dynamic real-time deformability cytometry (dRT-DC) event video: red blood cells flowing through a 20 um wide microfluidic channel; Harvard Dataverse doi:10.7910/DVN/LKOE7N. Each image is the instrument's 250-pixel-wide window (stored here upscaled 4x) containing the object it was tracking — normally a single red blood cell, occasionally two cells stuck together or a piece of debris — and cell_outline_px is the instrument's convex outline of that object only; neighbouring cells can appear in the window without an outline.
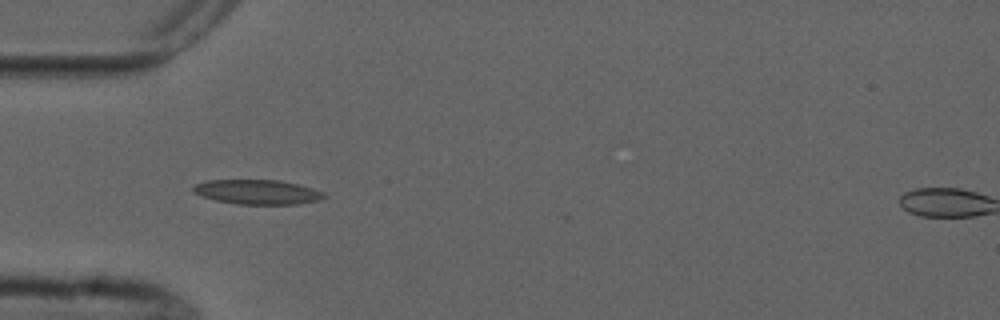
{"species": "common noctule bat (a hibernating species)", "species_latin": "Nyctalus noctula", "temperature_condition": "cold", "stored_images_in_passage": 5, "camera_frame_rate_fps": 3000, "um_per_image_px": 0.085, "animal": {"sex": "male", "forearm_length_mm": 52.5}, "frame": {"image": 1, "passage_image": 4, "time_ms": 4.333, "image_size_px": [1000, 320], "cell_outline_px": [[328, 196], [320, 200], [296, 204], [236, 204], [216, 200], [192, 192], [192, 188], [196, 184], [208, 180], [280, 180], [312, 188], [324, 192]], "centroid_in_image_um": [21.9, 16.32], "position_along_channel_um": 63.1, "area_um2": 18.67}}
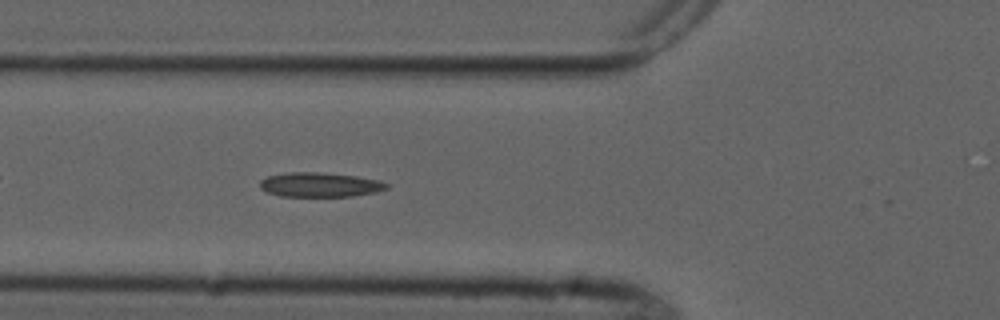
{"frame": {"image": 2, "passage_image": 5, "time_ms": 5.333, "image_size_px": [1000, 320], "cell_outline_px": [[388, 188], [376, 192], [352, 196], [280, 196], [268, 192], [260, 188], [260, 180], [268, 176], [288, 172], [320, 172], [356, 176], [380, 180], [388, 184]], "centroid_in_image_um": [27.2, 15.7], "position_along_channel_um": 98.6, "area_um2": 18.03}}